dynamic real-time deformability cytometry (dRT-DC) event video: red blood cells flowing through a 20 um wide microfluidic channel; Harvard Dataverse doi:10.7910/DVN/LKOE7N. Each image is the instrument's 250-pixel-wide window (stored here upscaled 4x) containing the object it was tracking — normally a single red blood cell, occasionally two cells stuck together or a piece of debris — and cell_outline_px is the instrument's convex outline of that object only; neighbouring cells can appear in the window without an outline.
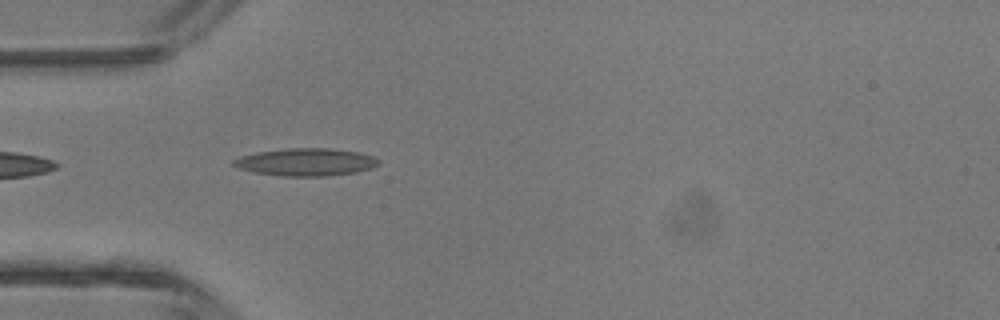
{"species": "common noctule bat (a hibernating species)", "species_latin": "Nyctalus noctula", "temperature_condition": "room temperature", "stored_images_in_passage": 3, "camera_frame_rate_fps": 3000, "um_per_image_px": 0.085, "animal": {"sex": "male", "body_mass_g": 13.3}, "frame": {"image": 1, "passage_image": 3, "time_ms": 2.333, "image_size_px": [1000, 320], "cell_outline_px": [[380, 164], [372, 168], [356, 172], [324, 176], [284, 176], [256, 172], [240, 168], [232, 164], [232, 160], [240, 156], [256, 152], [284, 148], [332, 148], [356, 152], [372, 156], [380, 160]], "centroid_in_image_um": [26.01, 13.76], "position_along_channel_um": 59.0, "area_um2": 23.24}}